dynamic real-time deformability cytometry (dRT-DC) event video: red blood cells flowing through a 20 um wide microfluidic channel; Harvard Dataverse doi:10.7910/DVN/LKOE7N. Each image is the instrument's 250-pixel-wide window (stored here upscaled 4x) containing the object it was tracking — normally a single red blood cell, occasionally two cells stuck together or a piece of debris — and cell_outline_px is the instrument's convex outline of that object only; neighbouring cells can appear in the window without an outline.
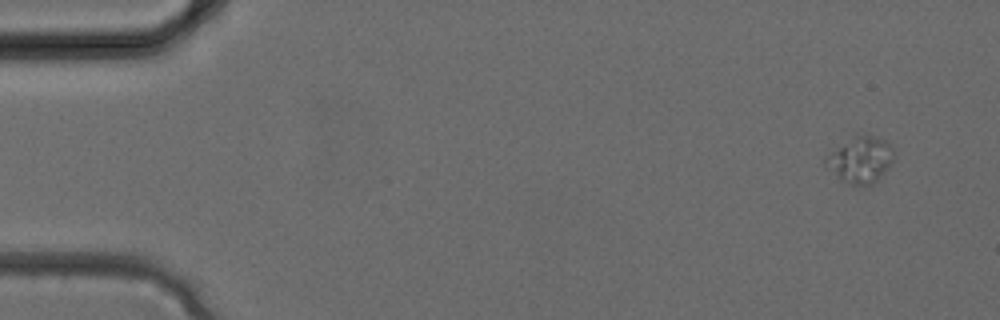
{"species": "common noctule bat (a hibernating species)", "species_latin": "Nyctalus noctula", "temperature_condition": "cold", "stored_images_in_passage": 32, "camera_frame_rate_fps": 3000, "um_per_image_px": 0.085, "animal": {"sex": "female", "body_mass_g": 24.6, "forearm_length_mm": 56.2}, "frame": {"image": 1, "passage_image": 1, "time_ms": 0.0, "image_size_px": [1000, 320], "cell_outline_px": [[892, 160], [888, 168], [872, 184], [848, 184], [840, 180], [824, 164], [824, 160], [828, 156], [856, 136], [868, 132], [884, 140], [892, 148]], "centroid_in_image_um": [73.16, 13.58], "position_along_channel_um": 11.8, "area_um2": 17.63}}
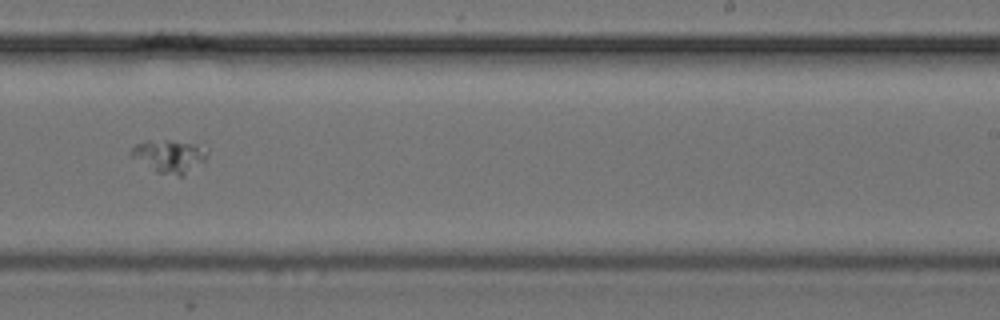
{"frame": {"image": 2, "passage_image": 20, "time_ms": 6.333, "image_size_px": [1000, 320], "cell_outline_px": [[208, 156], [204, 160], [180, 176], [156, 172], [132, 156], [128, 152], [136, 144], [144, 140], [172, 140], [196, 144], [208, 148]], "centroid_in_image_um": [14.39, 13.23], "position_along_channel_um": 274.6, "area_um2": 14.39}}
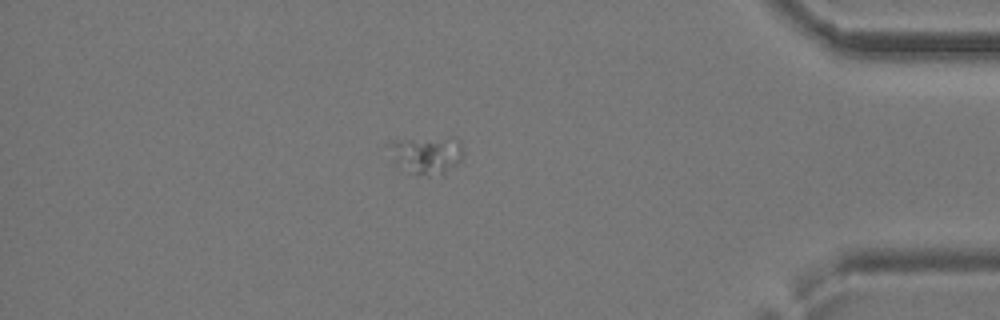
{"frame": {"image": 3, "passage_image": 28, "time_ms": 9.0, "image_size_px": [1000, 320], "cell_outline_px": [[464, 156], [456, 164], [444, 172], [428, 176], [408, 172], [392, 164], [384, 144], [388, 140], [460, 140], [464, 152]], "centroid_in_image_um": [36.11, 13.2], "position_along_channel_um": 399.1, "area_um2": 16.24}}